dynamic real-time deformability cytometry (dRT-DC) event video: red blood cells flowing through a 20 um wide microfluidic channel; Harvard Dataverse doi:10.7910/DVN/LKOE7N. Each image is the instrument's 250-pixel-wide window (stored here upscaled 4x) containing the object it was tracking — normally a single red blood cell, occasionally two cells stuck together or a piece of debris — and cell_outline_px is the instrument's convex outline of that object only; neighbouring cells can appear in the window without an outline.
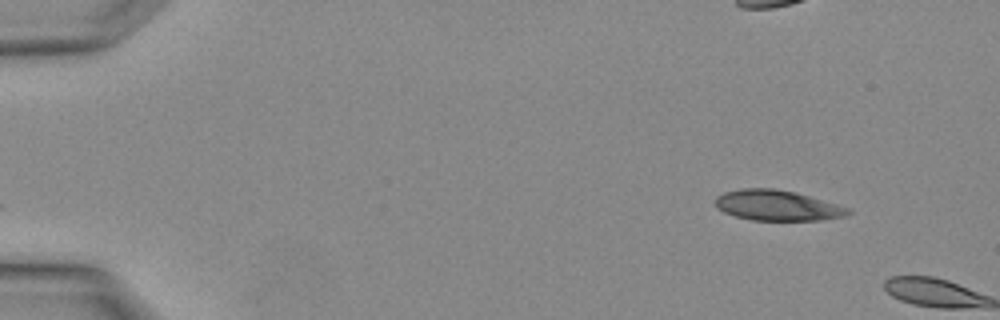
{"species": "Egyptian fruit bat (a non-hibernating species)", "species_latin": "Rousettus aegyptiacus", "temperature_condition": "warm", "stored_images_in_passage": 4, "camera_frame_rate_fps": 3000, "um_per_image_px": 0.085, "animal": {"sex": "female"}, "frame": {"image": 1, "passage_image": 1, "time_ms": 0.0, "image_size_px": [1000, 320], "cell_outline_px": [[852, 212], [844, 216], [820, 220], [752, 220], [736, 216], [724, 212], [716, 208], [716, 196], [724, 192], [740, 188], [776, 188], [796, 192], [852, 208]], "centroid_in_image_um": [66.08, 17.45], "position_along_channel_um": 18.9, "area_um2": 23.7}}
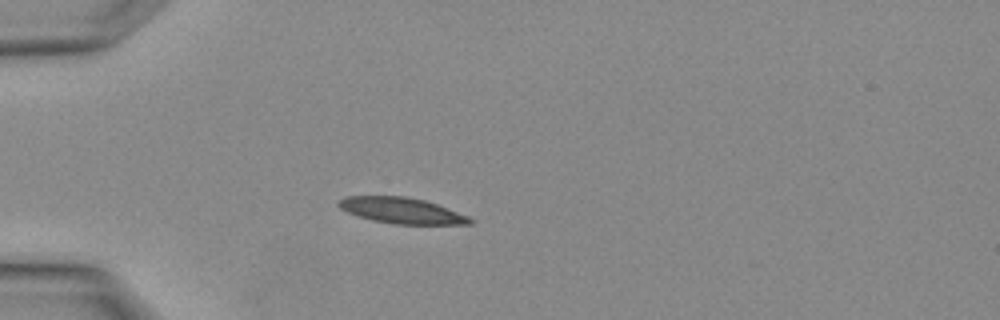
{"frame": {"image": 2, "passage_image": 3, "time_ms": 0.667, "image_size_px": [1000, 320], "cell_outline_px": [[472, 224], [396, 224], [372, 220], [348, 212], [340, 208], [336, 204], [344, 196], [404, 196], [424, 200], [436, 204], [468, 216], [472, 220]], "centroid_in_image_um": [34.11, 17.89], "position_along_channel_um": 50.9, "area_um2": 19.54}}